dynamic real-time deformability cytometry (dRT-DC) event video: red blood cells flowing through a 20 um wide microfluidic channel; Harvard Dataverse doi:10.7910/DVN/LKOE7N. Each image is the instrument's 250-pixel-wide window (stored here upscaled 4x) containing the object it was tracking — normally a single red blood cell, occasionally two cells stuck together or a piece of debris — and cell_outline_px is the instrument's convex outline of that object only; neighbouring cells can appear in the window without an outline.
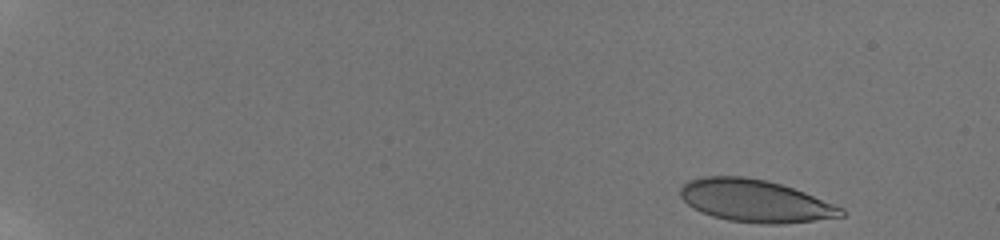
{"species": "human", "species_latin": "Homo sapiens", "temperature_condition": "room temperature", "stored_images_in_passage": 8, "camera_frame_rate_fps": 3000, "um_per_image_px": 0.085, "donor": {"sex": "male"}, "frame": {"image": 1, "passage_image": 1, "time_ms": 0.0, "image_size_px": [1000, 240], "cell_outline_px": [[844, 216], [784, 224], [760, 224], [728, 220], [712, 216], [700, 212], [692, 208], [680, 196], [680, 188], [688, 180], [704, 176], [744, 176], [764, 180], [780, 184], [804, 192], [836, 204], [844, 208]], "centroid_in_image_um": [64.18, 17.08], "position_along_channel_um": 20.8, "area_um2": 39.82}}
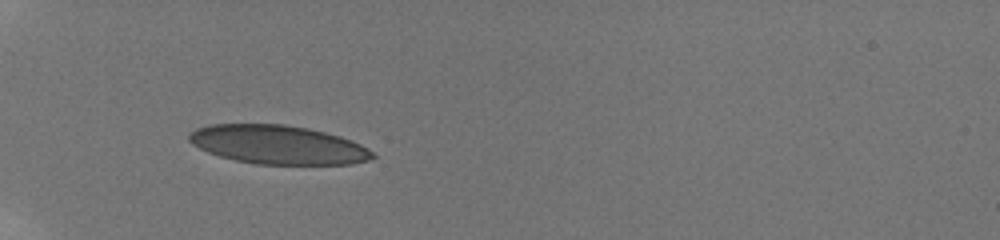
{"frame": {"image": 2, "passage_image": 6, "time_ms": 5.0, "image_size_px": [1000, 240], "cell_outline_px": [[376, 156], [368, 160], [352, 164], [256, 164], [236, 160], [220, 156], [208, 152], [192, 144], [188, 140], [188, 136], [196, 128], [212, 124], [284, 124], [308, 128], [340, 136], [352, 140], [368, 148]], "centroid_in_image_um": [23.63, 12.3], "position_along_channel_um": 61.4, "area_um2": 41.38}}
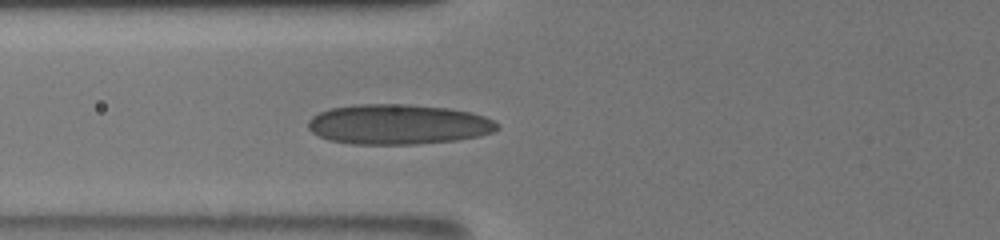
{"frame": {"image": 3, "passage_image": 8, "time_ms": 6.333, "image_size_px": [1000, 240], "cell_outline_px": [[500, 124], [492, 132], [480, 136], [456, 140], [416, 144], [352, 144], [328, 140], [312, 132], [308, 128], [308, 120], [312, 116], [328, 108], [356, 104], [408, 104], [448, 108], [468, 112], [484, 116]], "centroid_in_image_um": [33.81, 10.57], "position_along_channel_um": 92.0, "area_um2": 44.22}}